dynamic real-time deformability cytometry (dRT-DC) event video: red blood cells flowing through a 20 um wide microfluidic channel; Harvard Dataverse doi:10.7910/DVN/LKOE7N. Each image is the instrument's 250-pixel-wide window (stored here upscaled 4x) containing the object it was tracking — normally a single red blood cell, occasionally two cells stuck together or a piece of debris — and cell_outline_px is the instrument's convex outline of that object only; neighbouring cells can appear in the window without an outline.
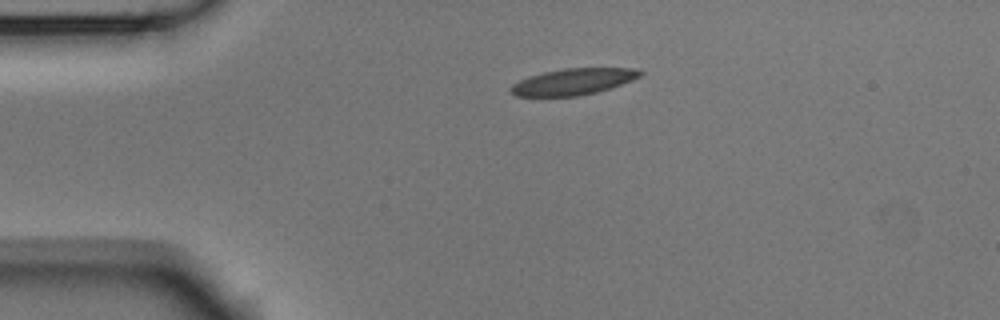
{"species": "Egyptian fruit bat (a non-hibernating species)", "species_latin": "Rousettus aegyptiacus", "temperature_condition": "room temperature", "stored_images_in_passage": 2, "camera_frame_rate_fps": 3000, "um_per_image_px": 0.085, "animal": {"sex": "male"}, "frame": {"image": 1, "passage_image": 1, "time_ms": 0.0, "image_size_px": [1000, 320], "cell_outline_px": [[644, 72], [640, 76], [632, 80], [612, 88], [580, 96], [516, 96], [508, 88], [512, 84], [528, 76], [544, 72], [564, 68], [636, 68]], "centroid_in_image_um": [48.73, 6.94], "position_along_channel_um": 36.3, "area_um2": 19.94}}
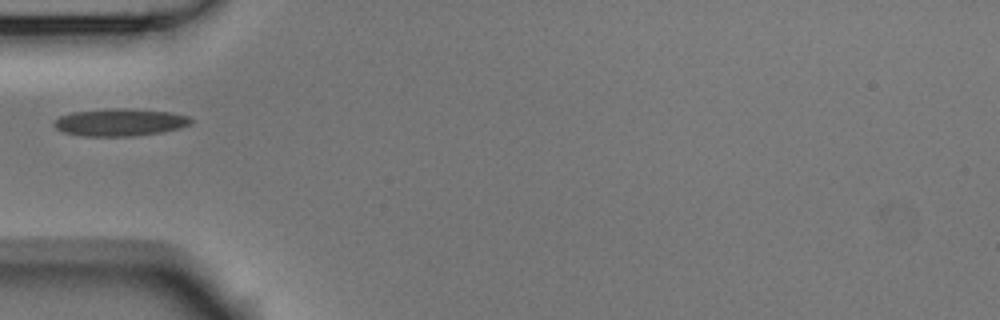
{"frame": {"image": 2, "passage_image": 2, "time_ms": 0.333, "image_size_px": [1000, 320], "cell_outline_px": [[192, 124], [180, 128], [160, 132], [132, 136], [84, 136], [64, 132], [56, 128], [52, 124], [60, 116], [72, 112], [112, 108], [132, 108], [168, 112], [188, 116], [192, 120]], "centroid_in_image_um": [10.2, 10.39], "position_along_channel_um": 74.8, "area_um2": 21.79}}